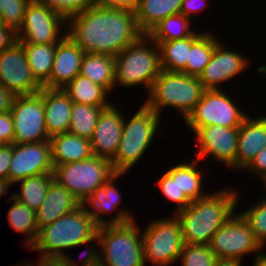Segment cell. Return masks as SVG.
I'll return each instance as SVG.
<instances>
[{"label": "cell", "mask_w": 266, "mask_h": 266, "mask_svg": "<svg viewBox=\"0 0 266 266\" xmlns=\"http://www.w3.org/2000/svg\"><path fill=\"white\" fill-rule=\"evenodd\" d=\"M67 35L85 53L115 57L144 34L133 11L94 3L67 21Z\"/></svg>", "instance_id": "6da1fadb"}, {"label": "cell", "mask_w": 266, "mask_h": 266, "mask_svg": "<svg viewBox=\"0 0 266 266\" xmlns=\"http://www.w3.org/2000/svg\"><path fill=\"white\" fill-rule=\"evenodd\" d=\"M236 189L225 186L211 191L192 201L185 209L173 213L180 223L184 244H210L213 234L238 209L241 193Z\"/></svg>", "instance_id": "7a4b0ae2"}, {"label": "cell", "mask_w": 266, "mask_h": 266, "mask_svg": "<svg viewBox=\"0 0 266 266\" xmlns=\"http://www.w3.org/2000/svg\"><path fill=\"white\" fill-rule=\"evenodd\" d=\"M99 226L82 206L61 216L52 224L39 230L38 237L29 251H37L43 257L66 256V251L75 249L97 235ZM66 250V251H65Z\"/></svg>", "instance_id": "3957f363"}, {"label": "cell", "mask_w": 266, "mask_h": 266, "mask_svg": "<svg viewBox=\"0 0 266 266\" xmlns=\"http://www.w3.org/2000/svg\"><path fill=\"white\" fill-rule=\"evenodd\" d=\"M205 91L197 76L161 70L147 93L144 104L160 116L164 115V108L170 107L184 121L201 100Z\"/></svg>", "instance_id": "277c9868"}, {"label": "cell", "mask_w": 266, "mask_h": 266, "mask_svg": "<svg viewBox=\"0 0 266 266\" xmlns=\"http://www.w3.org/2000/svg\"><path fill=\"white\" fill-rule=\"evenodd\" d=\"M160 72L159 46L148 35L115 56V88L133 89L143 85L149 93Z\"/></svg>", "instance_id": "5b68a950"}, {"label": "cell", "mask_w": 266, "mask_h": 266, "mask_svg": "<svg viewBox=\"0 0 266 266\" xmlns=\"http://www.w3.org/2000/svg\"><path fill=\"white\" fill-rule=\"evenodd\" d=\"M136 112V113H135ZM130 119L124 116L123 133L115 157L111 160L115 172L128 173L142 160L159 132L162 118L144 103Z\"/></svg>", "instance_id": "8992f818"}, {"label": "cell", "mask_w": 266, "mask_h": 266, "mask_svg": "<svg viewBox=\"0 0 266 266\" xmlns=\"http://www.w3.org/2000/svg\"><path fill=\"white\" fill-rule=\"evenodd\" d=\"M99 266H145L141 227L137 219L98 228Z\"/></svg>", "instance_id": "52a82bcc"}, {"label": "cell", "mask_w": 266, "mask_h": 266, "mask_svg": "<svg viewBox=\"0 0 266 266\" xmlns=\"http://www.w3.org/2000/svg\"><path fill=\"white\" fill-rule=\"evenodd\" d=\"M116 173L108 159L92 155L83 161L53 166V178L82 203Z\"/></svg>", "instance_id": "ba28073f"}, {"label": "cell", "mask_w": 266, "mask_h": 266, "mask_svg": "<svg viewBox=\"0 0 266 266\" xmlns=\"http://www.w3.org/2000/svg\"><path fill=\"white\" fill-rule=\"evenodd\" d=\"M141 231L145 264L172 266L178 261L184 241L180 223L174 214L151 220Z\"/></svg>", "instance_id": "9c48e42d"}, {"label": "cell", "mask_w": 266, "mask_h": 266, "mask_svg": "<svg viewBox=\"0 0 266 266\" xmlns=\"http://www.w3.org/2000/svg\"><path fill=\"white\" fill-rule=\"evenodd\" d=\"M223 90H206L193 111L183 121L192 134L210 125L239 127L249 113L241 110L236 99Z\"/></svg>", "instance_id": "30bf717a"}, {"label": "cell", "mask_w": 266, "mask_h": 266, "mask_svg": "<svg viewBox=\"0 0 266 266\" xmlns=\"http://www.w3.org/2000/svg\"><path fill=\"white\" fill-rule=\"evenodd\" d=\"M210 249L217 259H236L259 255L265 250L256 240L248 222L236 211L212 236Z\"/></svg>", "instance_id": "8fae6325"}, {"label": "cell", "mask_w": 266, "mask_h": 266, "mask_svg": "<svg viewBox=\"0 0 266 266\" xmlns=\"http://www.w3.org/2000/svg\"><path fill=\"white\" fill-rule=\"evenodd\" d=\"M66 35L67 21L45 5L31 0L16 39L21 43L51 44L60 42Z\"/></svg>", "instance_id": "7c38bea8"}, {"label": "cell", "mask_w": 266, "mask_h": 266, "mask_svg": "<svg viewBox=\"0 0 266 266\" xmlns=\"http://www.w3.org/2000/svg\"><path fill=\"white\" fill-rule=\"evenodd\" d=\"M10 113L13 119V144L49 140L46 132L42 89L35 94L14 96Z\"/></svg>", "instance_id": "4fadbf2b"}, {"label": "cell", "mask_w": 266, "mask_h": 266, "mask_svg": "<svg viewBox=\"0 0 266 266\" xmlns=\"http://www.w3.org/2000/svg\"><path fill=\"white\" fill-rule=\"evenodd\" d=\"M238 132L239 127L219 125L199 127L194 132L193 138L197 147L194 158L198 160L211 158L210 161L214 159L217 164H224L236 171Z\"/></svg>", "instance_id": "5bb4252c"}, {"label": "cell", "mask_w": 266, "mask_h": 266, "mask_svg": "<svg viewBox=\"0 0 266 266\" xmlns=\"http://www.w3.org/2000/svg\"><path fill=\"white\" fill-rule=\"evenodd\" d=\"M125 175L128 174L114 173L103 186L96 189L91 196H88L81 203L85 212L96 221L99 227L105 225H123L136 220L133 216L135 214L131 213L130 210H126L123 207H121L122 209L118 208L122 204L123 199L119 188L115 184L117 183L116 181H119ZM116 210V215L112 216V219L110 217L103 218L104 215H110V213H114Z\"/></svg>", "instance_id": "9a60e30c"}, {"label": "cell", "mask_w": 266, "mask_h": 266, "mask_svg": "<svg viewBox=\"0 0 266 266\" xmlns=\"http://www.w3.org/2000/svg\"><path fill=\"white\" fill-rule=\"evenodd\" d=\"M0 85L13 96L35 94L43 88L33 77L18 40L0 53Z\"/></svg>", "instance_id": "2e32d148"}, {"label": "cell", "mask_w": 266, "mask_h": 266, "mask_svg": "<svg viewBox=\"0 0 266 266\" xmlns=\"http://www.w3.org/2000/svg\"><path fill=\"white\" fill-rule=\"evenodd\" d=\"M53 173L50 140L12 144L8 180L13 185L30 176Z\"/></svg>", "instance_id": "e0dca14e"}, {"label": "cell", "mask_w": 266, "mask_h": 266, "mask_svg": "<svg viewBox=\"0 0 266 266\" xmlns=\"http://www.w3.org/2000/svg\"><path fill=\"white\" fill-rule=\"evenodd\" d=\"M249 64L252 65L249 57L235 49H226L225 42L220 40L215 45L210 62L199 76V80L206 90H223L225 82L233 81L243 71L246 72Z\"/></svg>", "instance_id": "ac0fdd59"}, {"label": "cell", "mask_w": 266, "mask_h": 266, "mask_svg": "<svg viewBox=\"0 0 266 266\" xmlns=\"http://www.w3.org/2000/svg\"><path fill=\"white\" fill-rule=\"evenodd\" d=\"M115 103L104 108L90 139L92 153L111 161L117 152L123 133L124 115Z\"/></svg>", "instance_id": "d6986e66"}, {"label": "cell", "mask_w": 266, "mask_h": 266, "mask_svg": "<svg viewBox=\"0 0 266 266\" xmlns=\"http://www.w3.org/2000/svg\"><path fill=\"white\" fill-rule=\"evenodd\" d=\"M84 55L85 52L66 35L57 43L50 78L42 87L64 88L79 74Z\"/></svg>", "instance_id": "ffe728a7"}, {"label": "cell", "mask_w": 266, "mask_h": 266, "mask_svg": "<svg viewBox=\"0 0 266 266\" xmlns=\"http://www.w3.org/2000/svg\"><path fill=\"white\" fill-rule=\"evenodd\" d=\"M266 147V114L252 118L248 115L239 126L236 171H243Z\"/></svg>", "instance_id": "44dd1931"}, {"label": "cell", "mask_w": 266, "mask_h": 266, "mask_svg": "<svg viewBox=\"0 0 266 266\" xmlns=\"http://www.w3.org/2000/svg\"><path fill=\"white\" fill-rule=\"evenodd\" d=\"M80 206V201L53 179L43 203L36 211L38 230L52 224L61 216L75 211Z\"/></svg>", "instance_id": "7402d4cb"}, {"label": "cell", "mask_w": 266, "mask_h": 266, "mask_svg": "<svg viewBox=\"0 0 266 266\" xmlns=\"http://www.w3.org/2000/svg\"><path fill=\"white\" fill-rule=\"evenodd\" d=\"M46 132L49 137L69 131L72 100L63 89L42 88Z\"/></svg>", "instance_id": "603a6c76"}, {"label": "cell", "mask_w": 266, "mask_h": 266, "mask_svg": "<svg viewBox=\"0 0 266 266\" xmlns=\"http://www.w3.org/2000/svg\"><path fill=\"white\" fill-rule=\"evenodd\" d=\"M49 140L53 166L83 161L93 155L90 139L65 132L52 136Z\"/></svg>", "instance_id": "cb8c5ba5"}, {"label": "cell", "mask_w": 266, "mask_h": 266, "mask_svg": "<svg viewBox=\"0 0 266 266\" xmlns=\"http://www.w3.org/2000/svg\"><path fill=\"white\" fill-rule=\"evenodd\" d=\"M181 5L182 0H141L134 12L139 29L147 35L163 19L180 14Z\"/></svg>", "instance_id": "d4e9b609"}, {"label": "cell", "mask_w": 266, "mask_h": 266, "mask_svg": "<svg viewBox=\"0 0 266 266\" xmlns=\"http://www.w3.org/2000/svg\"><path fill=\"white\" fill-rule=\"evenodd\" d=\"M79 74L102 86L109 94L115 91L114 56L85 53Z\"/></svg>", "instance_id": "484cf974"}, {"label": "cell", "mask_w": 266, "mask_h": 266, "mask_svg": "<svg viewBox=\"0 0 266 266\" xmlns=\"http://www.w3.org/2000/svg\"><path fill=\"white\" fill-rule=\"evenodd\" d=\"M206 31L199 32L196 30L191 36V50L182 73L199 77L210 62L215 45L220 40L210 30Z\"/></svg>", "instance_id": "4316f807"}, {"label": "cell", "mask_w": 266, "mask_h": 266, "mask_svg": "<svg viewBox=\"0 0 266 266\" xmlns=\"http://www.w3.org/2000/svg\"><path fill=\"white\" fill-rule=\"evenodd\" d=\"M6 199L9 202H13L9 210H7L9 225L18 234L22 233L26 236L23 244L29 250L35 243L39 233L36 212L19 202L12 195Z\"/></svg>", "instance_id": "83f0119b"}, {"label": "cell", "mask_w": 266, "mask_h": 266, "mask_svg": "<svg viewBox=\"0 0 266 266\" xmlns=\"http://www.w3.org/2000/svg\"><path fill=\"white\" fill-rule=\"evenodd\" d=\"M199 162L200 160L193 158L185 162L180 161L177 164V186L191 202L205 197L210 192L203 190L206 189L205 172L199 168Z\"/></svg>", "instance_id": "f1b7e54d"}, {"label": "cell", "mask_w": 266, "mask_h": 266, "mask_svg": "<svg viewBox=\"0 0 266 266\" xmlns=\"http://www.w3.org/2000/svg\"><path fill=\"white\" fill-rule=\"evenodd\" d=\"M62 89L73 103L92 106H109L112 103L107 98L110 94L102 86L80 74Z\"/></svg>", "instance_id": "f546056e"}, {"label": "cell", "mask_w": 266, "mask_h": 266, "mask_svg": "<svg viewBox=\"0 0 266 266\" xmlns=\"http://www.w3.org/2000/svg\"><path fill=\"white\" fill-rule=\"evenodd\" d=\"M22 45L33 77L43 86L51 75L57 43Z\"/></svg>", "instance_id": "4dcf8cb0"}, {"label": "cell", "mask_w": 266, "mask_h": 266, "mask_svg": "<svg viewBox=\"0 0 266 266\" xmlns=\"http://www.w3.org/2000/svg\"><path fill=\"white\" fill-rule=\"evenodd\" d=\"M53 179V173H43L22 179L16 182L20 185L19 193L15 192L12 196L36 212L43 203Z\"/></svg>", "instance_id": "1f68e13d"}, {"label": "cell", "mask_w": 266, "mask_h": 266, "mask_svg": "<svg viewBox=\"0 0 266 266\" xmlns=\"http://www.w3.org/2000/svg\"><path fill=\"white\" fill-rule=\"evenodd\" d=\"M156 43L160 50L161 70L181 72L186 67L189 51L191 50V36Z\"/></svg>", "instance_id": "d6a6232c"}, {"label": "cell", "mask_w": 266, "mask_h": 266, "mask_svg": "<svg viewBox=\"0 0 266 266\" xmlns=\"http://www.w3.org/2000/svg\"><path fill=\"white\" fill-rule=\"evenodd\" d=\"M183 14L168 16L159 22L147 35L155 42L183 39L192 36V22Z\"/></svg>", "instance_id": "836d02e7"}, {"label": "cell", "mask_w": 266, "mask_h": 266, "mask_svg": "<svg viewBox=\"0 0 266 266\" xmlns=\"http://www.w3.org/2000/svg\"><path fill=\"white\" fill-rule=\"evenodd\" d=\"M106 107L108 106L73 103L68 132L82 138L91 139L98 118Z\"/></svg>", "instance_id": "e575fe53"}, {"label": "cell", "mask_w": 266, "mask_h": 266, "mask_svg": "<svg viewBox=\"0 0 266 266\" xmlns=\"http://www.w3.org/2000/svg\"><path fill=\"white\" fill-rule=\"evenodd\" d=\"M156 185L161 191V194L175 203L174 213L185 209L191 201L185 196L183 192H180L179 187L177 186V164L174 166H169L160 178L157 180Z\"/></svg>", "instance_id": "d590c367"}, {"label": "cell", "mask_w": 266, "mask_h": 266, "mask_svg": "<svg viewBox=\"0 0 266 266\" xmlns=\"http://www.w3.org/2000/svg\"><path fill=\"white\" fill-rule=\"evenodd\" d=\"M251 207L239 211L248 222L250 229L258 243L265 249L266 247V198L261 197Z\"/></svg>", "instance_id": "8d00e7d4"}, {"label": "cell", "mask_w": 266, "mask_h": 266, "mask_svg": "<svg viewBox=\"0 0 266 266\" xmlns=\"http://www.w3.org/2000/svg\"><path fill=\"white\" fill-rule=\"evenodd\" d=\"M178 259L182 266H214L217 257L209 245L184 244Z\"/></svg>", "instance_id": "74e56055"}, {"label": "cell", "mask_w": 266, "mask_h": 266, "mask_svg": "<svg viewBox=\"0 0 266 266\" xmlns=\"http://www.w3.org/2000/svg\"><path fill=\"white\" fill-rule=\"evenodd\" d=\"M31 0H0V22L15 33L20 29Z\"/></svg>", "instance_id": "f35d334b"}, {"label": "cell", "mask_w": 266, "mask_h": 266, "mask_svg": "<svg viewBox=\"0 0 266 266\" xmlns=\"http://www.w3.org/2000/svg\"><path fill=\"white\" fill-rule=\"evenodd\" d=\"M60 15L66 21L90 8L95 0H36Z\"/></svg>", "instance_id": "ab89813d"}, {"label": "cell", "mask_w": 266, "mask_h": 266, "mask_svg": "<svg viewBox=\"0 0 266 266\" xmlns=\"http://www.w3.org/2000/svg\"><path fill=\"white\" fill-rule=\"evenodd\" d=\"M88 244H89V247H88ZM93 244L98 246L97 249H96V246ZM84 245H87V249L84 250V253L82 254V258H80L82 259V261L80 260L81 266H99V236L98 234L92 239L86 242H83L77 247H81Z\"/></svg>", "instance_id": "60d3db41"}, {"label": "cell", "mask_w": 266, "mask_h": 266, "mask_svg": "<svg viewBox=\"0 0 266 266\" xmlns=\"http://www.w3.org/2000/svg\"><path fill=\"white\" fill-rule=\"evenodd\" d=\"M249 174H253V177L260 182L266 178V147L256 154L251 163L243 170Z\"/></svg>", "instance_id": "b9f144b4"}, {"label": "cell", "mask_w": 266, "mask_h": 266, "mask_svg": "<svg viewBox=\"0 0 266 266\" xmlns=\"http://www.w3.org/2000/svg\"><path fill=\"white\" fill-rule=\"evenodd\" d=\"M10 110L0 114V138L5 144H13L14 127Z\"/></svg>", "instance_id": "7bdbcfd3"}, {"label": "cell", "mask_w": 266, "mask_h": 266, "mask_svg": "<svg viewBox=\"0 0 266 266\" xmlns=\"http://www.w3.org/2000/svg\"><path fill=\"white\" fill-rule=\"evenodd\" d=\"M208 1L210 0H182L180 13L193 20L194 15H200L208 7Z\"/></svg>", "instance_id": "ee69618b"}, {"label": "cell", "mask_w": 266, "mask_h": 266, "mask_svg": "<svg viewBox=\"0 0 266 266\" xmlns=\"http://www.w3.org/2000/svg\"><path fill=\"white\" fill-rule=\"evenodd\" d=\"M40 259V260H39ZM37 261L35 262L38 264L35 266H78L80 263H78V260H74L72 257L66 256L64 258L62 257H43L40 256Z\"/></svg>", "instance_id": "f6af8a7d"}, {"label": "cell", "mask_w": 266, "mask_h": 266, "mask_svg": "<svg viewBox=\"0 0 266 266\" xmlns=\"http://www.w3.org/2000/svg\"><path fill=\"white\" fill-rule=\"evenodd\" d=\"M141 0H95V3L102 7H113L127 9L135 12Z\"/></svg>", "instance_id": "bcb514c9"}, {"label": "cell", "mask_w": 266, "mask_h": 266, "mask_svg": "<svg viewBox=\"0 0 266 266\" xmlns=\"http://www.w3.org/2000/svg\"><path fill=\"white\" fill-rule=\"evenodd\" d=\"M12 158V144L0 147V179L8 180L9 166Z\"/></svg>", "instance_id": "7dc6e473"}, {"label": "cell", "mask_w": 266, "mask_h": 266, "mask_svg": "<svg viewBox=\"0 0 266 266\" xmlns=\"http://www.w3.org/2000/svg\"><path fill=\"white\" fill-rule=\"evenodd\" d=\"M16 40V33L0 22V53Z\"/></svg>", "instance_id": "c3c4849f"}, {"label": "cell", "mask_w": 266, "mask_h": 266, "mask_svg": "<svg viewBox=\"0 0 266 266\" xmlns=\"http://www.w3.org/2000/svg\"><path fill=\"white\" fill-rule=\"evenodd\" d=\"M14 96L0 85V114L11 109Z\"/></svg>", "instance_id": "681fc988"}, {"label": "cell", "mask_w": 266, "mask_h": 266, "mask_svg": "<svg viewBox=\"0 0 266 266\" xmlns=\"http://www.w3.org/2000/svg\"><path fill=\"white\" fill-rule=\"evenodd\" d=\"M241 263L236 259H217L214 266H242Z\"/></svg>", "instance_id": "f907efd6"}, {"label": "cell", "mask_w": 266, "mask_h": 266, "mask_svg": "<svg viewBox=\"0 0 266 266\" xmlns=\"http://www.w3.org/2000/svg\"><path fill=\"white\" fill-rule=\"evenodd\" d=\"M12 184L7 179H0V199L2 196L9 193Z\"/></svg>", "instance_id": "816d5d0a"}, {"label": "cell", "mask_w": 266, "mask_h": 266, "mask_svg": "<svg viewBox=\"0 0 266 266\" xmlns=\"http://www.w3.org/2000/svg\"><path fill=\"white\" fill-rule=\"evenodd\" d=\"M253 259V266H266V252L264 250Z\"/></svg>", "instance_id": "f5cc1de1"}, {"label": "cell", "mask_w": 266, "mask_h": 266, "mask_svg": "<svg viewBox=\"0 0 266 266\" xmlns=\"http://www.w3.org/2000/svg\"><path fill=\"white\" fill-rule=\"evenodd\" d=\"M25 266H34L35 264H37V263H35V262H32L31 260H29V261H25L24 263H23ZM24 265H15V266H24Z\"/></svg>", "instance_id": "db71d44e"}, {"label": "cell", "mask_w": 266, "mask_h": 266, "mask_svg": "<svg viewBox=\"0 0 266 266\" xmlns=\"http://www.w3.org/2000/svg\"><path fill=\"white\" fill-rule=\"evenodd\" d=\"M262 186L266 189V178L261 182ZM266 194V191L264 193V195ZM266 198V195L264 196Z\"/></svg>", "instance_id": "11a10c76"}, {"label": "cell", "mask_w": 266, "mask_h": 266, "mask_svg": "<svg viewBox=\"0 0 266 266\" xmlns=\"http://www.w3.org/2000/svg\"><path fill=\"white\" fill-rule=\"evenodd\" d=\"M5 143L3 142V140L0 138V147L4 146Z\"/></svg>", "instance_id": "9f6ffc18"}]
</instances>
